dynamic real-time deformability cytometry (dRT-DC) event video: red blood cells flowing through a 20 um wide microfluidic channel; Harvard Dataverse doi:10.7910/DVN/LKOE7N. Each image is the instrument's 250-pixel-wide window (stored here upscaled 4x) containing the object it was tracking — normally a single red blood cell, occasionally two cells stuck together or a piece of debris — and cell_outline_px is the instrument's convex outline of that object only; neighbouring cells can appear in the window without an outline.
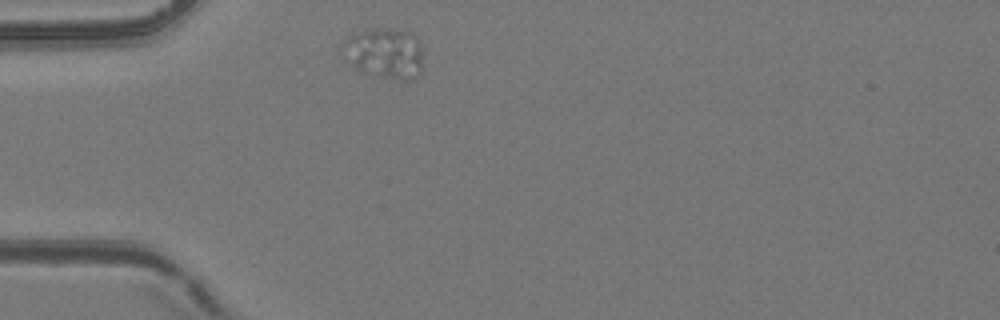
{"species": "common noctule bat (a hibernating species)", "species_latin": "Nyctalus noctula", "temperature_condition": "room temperature", "stored_images_in_passage": 3, "camera_frame_rate_fps": 3000, "um_per_image_px": 0.085, "animal": {"sex": "female", "body_mass_g": 24.6, "forearm_length_mm": 56.2}, "frame": {"image": 1, "passage_image": 1, "time_ms": 0.0, "image_size_px": [1000, 320], "cell_outline_px": [[420, 72], [416, 76], [404, 80], [380, 76], [360, 72], [344, 60], [340, 52], [340, 48], [344, 40], [352, 32], [372, 28], [404, 28], [416, 32], [420, 40]], "centroid_in_image_um": [32.62, 4.45], "position_along_channel_um": 52.4, "area_um2": 24.57}}
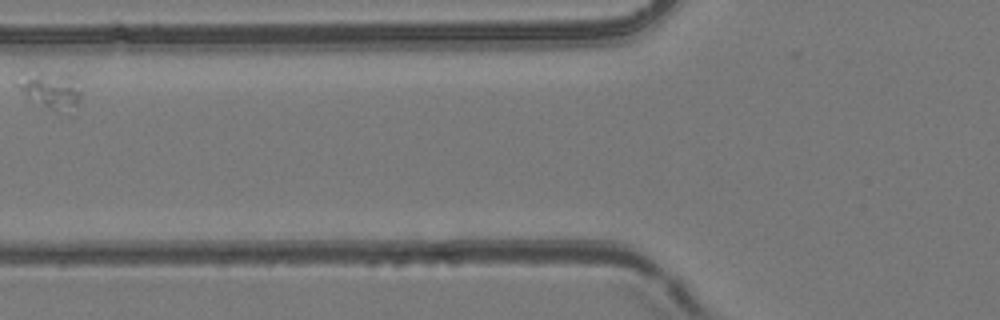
{"frame": {"image": 2, "passage_image": 3, "time_ms": 0.667, "image_size_px": [1000, 320], "cell_outline_px": [[80, 100], [76, 112], [72, 116], [68, 116], [20, 92], [16, 84], [40, 72], [72, 76], [80, 92]], "centroid_in_image_um": [4.5, 7.78], "position_along_channel_um": 121.3, "area_um2": 12.83}}